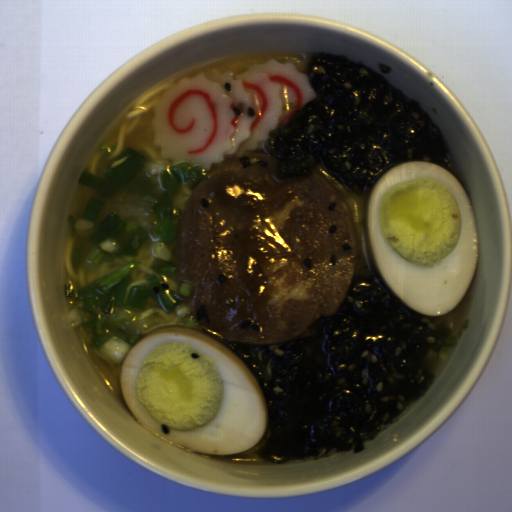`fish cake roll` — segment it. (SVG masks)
<instances>
[{"instance_id":"fish-cake-roll-1","label":"fish cake roll","mask_w":512,"mask_h":512,"mask_svg":"<svg viewBox=\"0 0 512 512\" xmlns=\"http://www.w3.org/2000/svg\"><path fill=\"white\" fill-rule=\"evenodd\" d=\"M308 64L271 59L241 74L183 77L165 89L150 120L161 158L211 171L225 157L243 159L267 147L271 132L288 125L317 95Z\"/></svg>"}]
</instances>
